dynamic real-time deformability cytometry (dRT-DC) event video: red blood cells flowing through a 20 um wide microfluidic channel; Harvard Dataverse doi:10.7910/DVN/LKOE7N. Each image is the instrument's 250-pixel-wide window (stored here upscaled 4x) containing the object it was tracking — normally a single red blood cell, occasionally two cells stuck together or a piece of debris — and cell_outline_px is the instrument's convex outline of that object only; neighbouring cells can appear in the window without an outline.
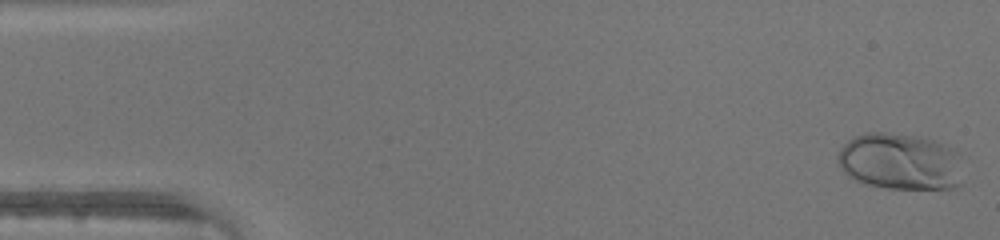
{"species": "human", "species_latin": "Homo sapiens", "temperature_condition": "warm", "stored_images_in_passage": 46, "camera_frame_rate_fps": 3000, "um_per_image_px": 0.085, "donor": {"sex": "male"}, "frame": {"image": 1, "passage_image": 1, "time_ms": 0.0, "image_size_px": [1000, 240], "cell_outline_px": [[960, 184], [952, 188], [888, 188], [864, 184], [856, 180], [844, 172], [840, 168], [836, 160], [836, 156], [840, 148], [848, 140], [856, 136], [868, 132], [884, 132], [920, 136], [932, 140], [952, 148], [956, 152]], "centroid_in_image_um": [76.42, 13.72], "position_along_channel_um": 8.6, "area_um2": 40.98}}
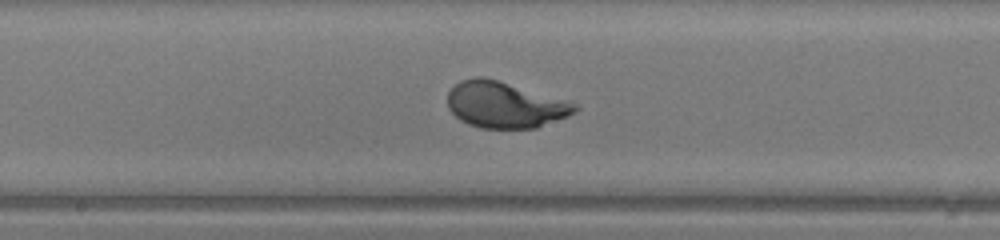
{"frame": {"image": 2, "passage_image": 24, "time_ms": 7.667, "image_size_px": [1000, 240], "cell_outline_px": [[580, 108], [576, 112], [568, 116], [536, 128], [480, 128], [468, 124], [460, 120], [448, 108], [448, 92], [460, 80], [472, 76], [484, 76], [564, 100], [576, 104]], "centroid_in_image_um": [42.88, 8.91], "position_along_channel_um": 205.3, "area_um2": 34.04}}
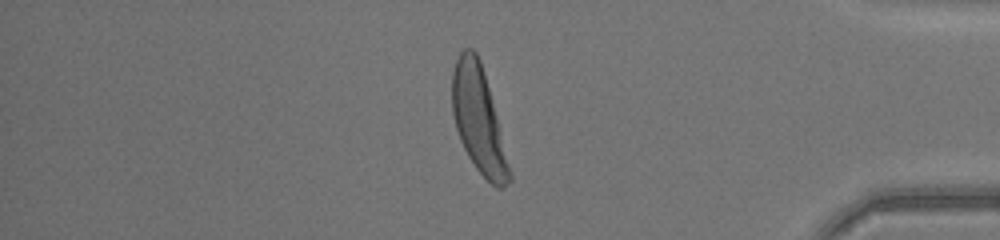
{"frame": {"image": 3, "passage_image": 39, "time_ms": 12.667, "image_size_px": [1000, 240], "cell_outline_px": [[512, 180], [500, 188], [496, 188], [476, 168], [468, 156], [460, 140], [456, 128], [452, 112], [452, 72], [456, 60], [460, 52], [464, 48], [472, 48], [476, 52], [480, 60], [492, 100], [512, 176]], "centroid_in_image_um": [40.65, 10.16], "position_along_channel_um": 394.5, "area_um2": 34.68}}